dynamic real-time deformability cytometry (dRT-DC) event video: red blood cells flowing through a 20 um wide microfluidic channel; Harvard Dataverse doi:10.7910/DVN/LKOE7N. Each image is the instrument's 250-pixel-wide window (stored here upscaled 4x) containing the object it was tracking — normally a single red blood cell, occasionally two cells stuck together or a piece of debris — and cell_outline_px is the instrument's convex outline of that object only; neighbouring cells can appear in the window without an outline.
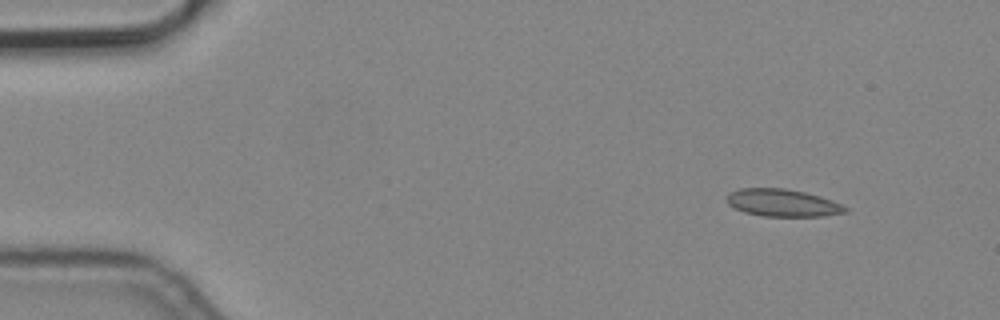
{"species": "common noctule bat (a hibernating species)", "species_latin": "Nyctalus noctula", "temperature_condition": "cold", "stored_images_in_passage": 4, "camera_frame_rate_fps": 3000, "um_per_image_px": 0.085, "animal": {"sex": "male", "body_mass_g": 19.2, "forearm_length_mm": 51.8}, "frame": {"image": 1, "passage_image": 1, "time_ms": 0.0, "image_size_px": [1000, 320], "cell_outline_px": [[848, 212], [824, 216], [764, 216], [744, 212], [728, 204], [728, 196], [732, 192], [740, 188], [784, 188], [804, 192], [820, 196], [832, 200], [848, 208]], "centroid_in_image_um": [66.56, 17.24], "position_along_channel_um": 18.4, "area_um2": 18.73}}
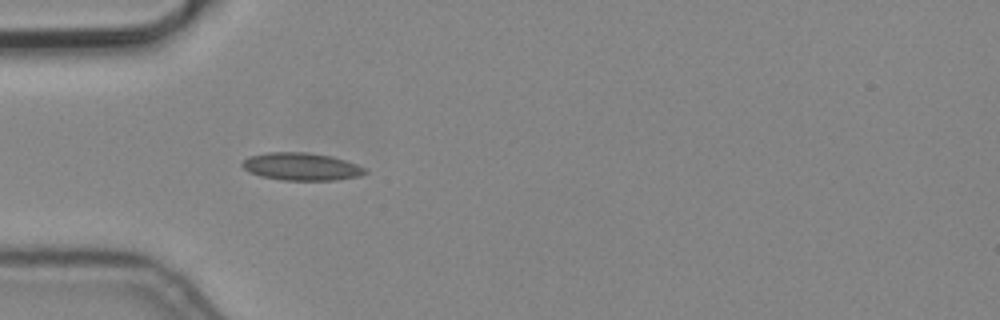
{"frame": {"image": 2, "passage_image": 4, "time_ms": 1.0, "image_size_px": [1000, 320], "cell_outline_px": [[368, 172], [360, 176], [336, 180], [280, 180], [260, 176], [248, 172], [240, 164], [248, 156], [268, 152], [304, 152], [332, 156], [356, 164], [364, 168]], "centroid_in_image_um": [25.58, 14.16], "position_along_channel_um": 59.4, "area_um2": 19.83}}